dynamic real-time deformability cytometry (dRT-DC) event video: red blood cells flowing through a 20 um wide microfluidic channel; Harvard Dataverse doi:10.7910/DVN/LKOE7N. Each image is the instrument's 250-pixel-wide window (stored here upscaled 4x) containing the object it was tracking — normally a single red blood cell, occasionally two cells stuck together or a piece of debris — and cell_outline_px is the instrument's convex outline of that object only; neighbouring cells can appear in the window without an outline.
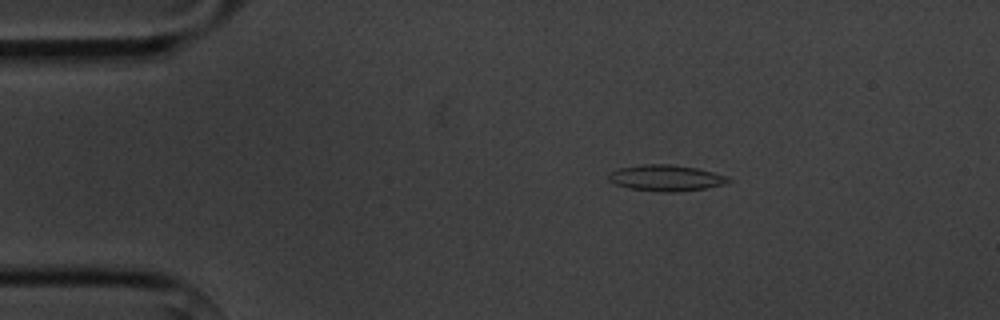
{"species": "common noctule bat (a hibernating species)", "species_latin": "Nyctalus noctula", "temperature_condition": "cold", "stored_images_in_passage": 8, "camera_frame_rate_fps": 3000, "um_per_image_px": 0.085, "animal": {"sex": "male", "body_mass_g": 20.1, "forearm_length_mm": 53.5}, "frame": {"image": 1, "passage_image": 2, "time_ms": 1.333, "image_size_px": [1000, 320], "cell_outline_px": [[732, 180], [724, 184], [704, 188], [672, 192], [664, 192], [628, 188], [616, 184], [608, 180], [608, 176], [612, 172], [620, 168], [640, 164], [668, 164], [696, 168], [728, 176]], "centroid_in_image_um": [56.6, 15.12], "position_along_channel_um": 28.4, "area_um2": 17.98}}
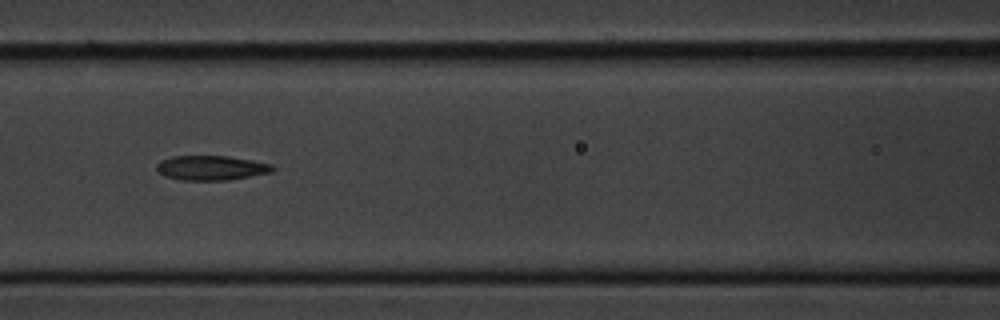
{"frame": {"image": 2, "passage_image": 6, "time_ms": 6.0, "image_size_px": [1000, 320], "cell_outline_px": [[276, 168], [272, 172], [228, 180], [180, 180], [164, 176], [156, 168], [156, 164], [160, 160], [172, 156], [228, 156], [252, 160], [272, 164]], "centroid_in_image_um": [17.95, 14.26], "position_along_channel_um": 148.7, "area_um2": 16.7}}
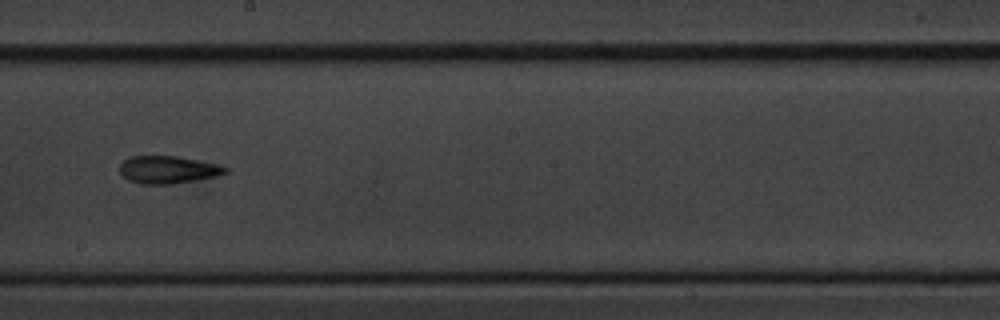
{"frame": {"image": 3, "passage_image": 8, "time_ms": 8.333, "image_size_px": [1000, 320], "cell_outline_px": [[228, 172], [216, 176], [196, 180], [172, 184], [140, 184], [128, 180], [120, 172], [120, 164], [128, 156], [176, 156], [216, 164], [228, 168]], "centroid_in_image_um": [14.25, 14.43], "position_along_channel_um": 234.0, "area_um2": 16.88}}